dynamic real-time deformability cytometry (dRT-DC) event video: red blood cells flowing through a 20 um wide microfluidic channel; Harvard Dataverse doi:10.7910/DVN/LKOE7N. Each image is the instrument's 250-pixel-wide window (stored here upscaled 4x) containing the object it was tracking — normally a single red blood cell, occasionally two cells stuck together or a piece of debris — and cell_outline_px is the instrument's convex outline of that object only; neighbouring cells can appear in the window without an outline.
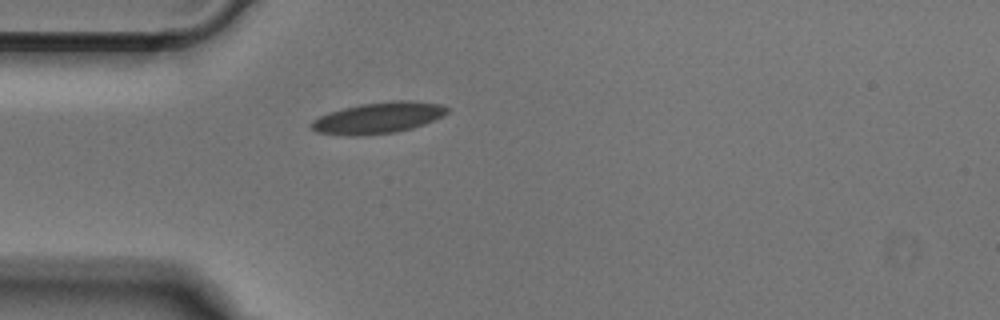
{"species": "Egyptian fruit bat (a non-hibernating species)", "species_latin": "Rousettus aegyptiacus", "temperature_condition": "cold", "stored_images_in_passage": 38, "camera_frame_rate_fps": 3000, "um_per_image_px": 0.085, "animal": {"sex": "male"}, "frame": {"image": 1, "passage_image": 1, "time_ms": 0.0, "image_size_px": [1000, 320], "cell_outline_px": [[448, 112], [444, 116], [424, 124], [412, 128], [396, 132], [364, 136], [348, 136], [316, 132], [308, 124], [312, 120], [328, 112], [360, 104], [392, 100], [412, 100], [440, 104], [448, 108]], "centroid_in_image_um": [32.13, 10.02], "position_along_channel_um": 52.9, "area_um2": 24.97}}
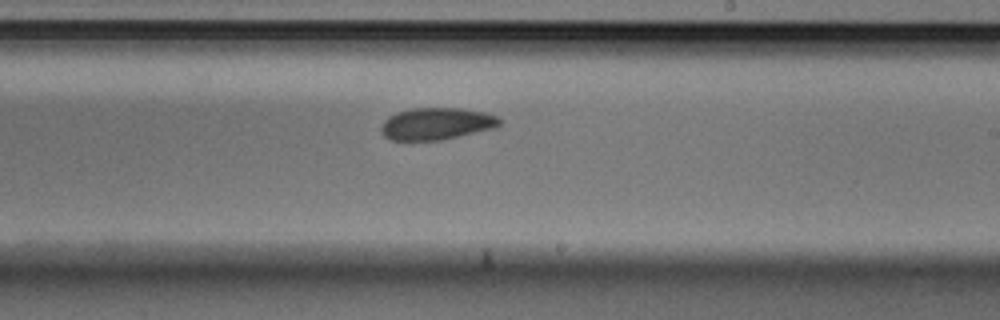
{"frame": {"image": 2, "passage_image": 17, "time_ms": 5.333, "image_size_px": [1000, 320], "cell_outline_px": [[500, 124], [492, 128], [440, 140], [388, 140], [380, 132], [380, 124], [388, 116], [396, 112], [412, 108], [460, 108], [484, 112], [496, 116], [500, 120]], "centroid_in_image_um": [37.01, 10.51], "position_along_channel_um": 252.0, "area_um2": 22.02}}
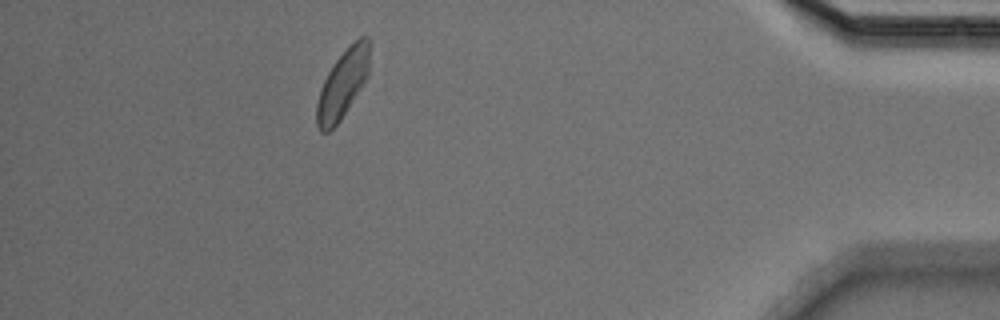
{"frame": {"image": 3, "passage_image": 33, "time_ms": 10.667, "image_size_px": [1000, 320], "cell_outline_px": [[368, 76], [340, 120], [328, 132], [320, 132], [316, 124], [316, 104], [320, 88], [332, 64], [360, 36], [368, 36]], "centroid_in_image_um": [29.09, 7.18], "position_along_channel_um": 406.1, "area_um2": 20.52}}